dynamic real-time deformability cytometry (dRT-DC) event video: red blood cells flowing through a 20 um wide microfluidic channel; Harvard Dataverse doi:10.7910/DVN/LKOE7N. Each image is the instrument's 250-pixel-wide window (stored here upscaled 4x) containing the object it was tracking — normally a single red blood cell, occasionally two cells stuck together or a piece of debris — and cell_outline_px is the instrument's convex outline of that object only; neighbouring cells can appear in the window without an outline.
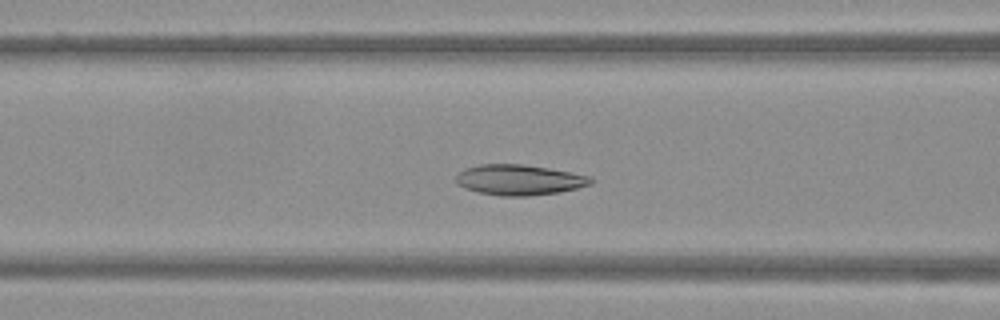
{"species": "Egyptian fruit bat (a non-hibernating species)", "species_latin": "Rousettus aegyptiacus", "temperature_condition": "warm", "stored_images_in_passage": 48, "camera_frame_rate_fps": 3000, "um_per_image_px": 0.085, "frame": {"image": 1, "passage_image": 18, "time_ms": 5.667, "image_size_px": [1000, 320], "cell_outline_px": [[596, 180], [592, 184], [560, 192], [528, 196], [500, 196], [480, 192], [464, 188], [456, 184], [456, 176], [464, 168], [480, 164], [524, 164], [572, 172], [592, 176]], "centroid_in_image_um": [44.16, 15.28], "position_along_channel_um": 122.4, "area_um2": 24.16}}
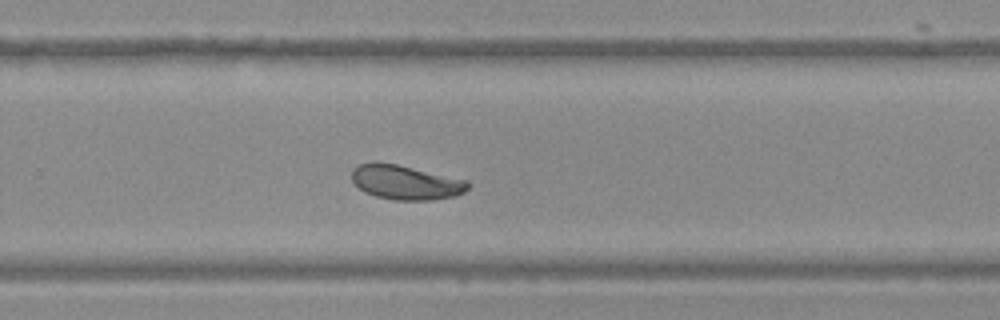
{"frame": {"image": 2, "passage_image": 31, "time_ms": 10.0, "image_size_px": [1000, 320], "cell_outline_px": [[472, 184], [464, 192], [452, 196], [432, 200], [392, 200], [376, 196], [364, 192], [352, 180], [352, 168], [356, 164], [372, 160], [376, 160], [396, 164], [468, 180]], "centroid_in_image_um": [34.44, 15.47], "position_along_channel_um": 295.4, "area_um2": 23.64}}
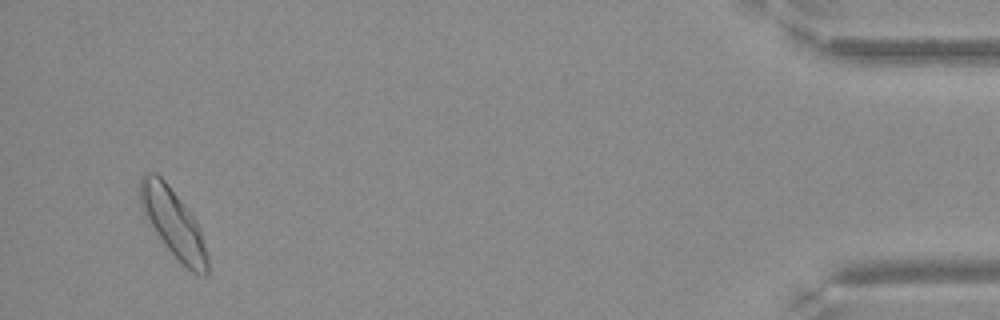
{"frame": {"image": 3, "passage_image": 46, "time_ms": 15.0, "image_size_px": [1000, 320], "cell_outline_px": [[208, 276], [204, 276], [192, 272], [180, 264], [144, 216], [140, 208], [140, 176], [144, 172], [156, 172], [168, 184], [196, 220], [200, 228], [208, 256]], "centroid_in_image_um": [14.73, 18.96], "position_along_channel_um": 420.5, "area_um2": 26.82}}